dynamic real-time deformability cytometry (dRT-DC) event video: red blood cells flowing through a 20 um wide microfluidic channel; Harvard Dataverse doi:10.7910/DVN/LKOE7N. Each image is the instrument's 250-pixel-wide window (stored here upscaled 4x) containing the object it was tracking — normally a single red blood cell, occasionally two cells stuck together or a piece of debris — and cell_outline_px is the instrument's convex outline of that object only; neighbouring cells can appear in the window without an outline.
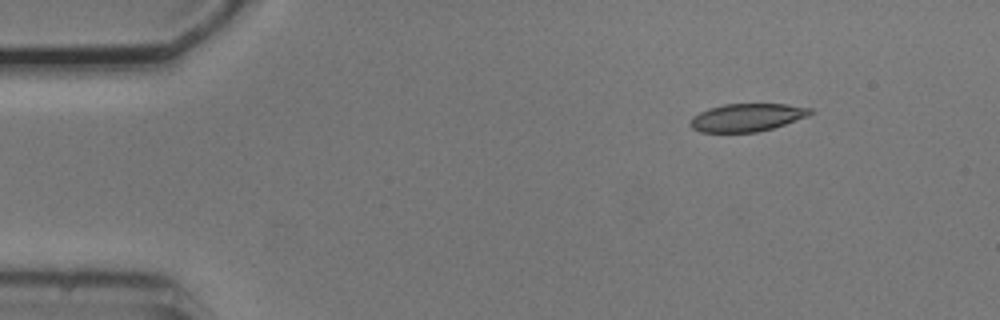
{"species": "common noctule bat (a hibernating species)", "species_latin": "Nyctalus noctula", "temperature_condition": "cold", "stored_images_in_passage": 8, "camera_frame_rate_fps": 3000, "um_per_image_px": 0.085, "animal": {"sex": "male", "body_mass_g": 20.5, "forearm_length_mm": 52.5}, "frame": {"image": 1, "passage_image": 1, "time_ms": 0.0, "image_size_px": [1000, 320], "cell_outline_px": [[812, 112], [808, 116], [772, 128], [756, 132], [700, 132], [692, 128], [688, 124], [692, 116], [708, 108], [724, 104], [788, 104], [812, 108]], "centroid_in_image_um": [63.46, 9.98], "position_along_channel_um": 21.5, "area_um2": 19.48}}